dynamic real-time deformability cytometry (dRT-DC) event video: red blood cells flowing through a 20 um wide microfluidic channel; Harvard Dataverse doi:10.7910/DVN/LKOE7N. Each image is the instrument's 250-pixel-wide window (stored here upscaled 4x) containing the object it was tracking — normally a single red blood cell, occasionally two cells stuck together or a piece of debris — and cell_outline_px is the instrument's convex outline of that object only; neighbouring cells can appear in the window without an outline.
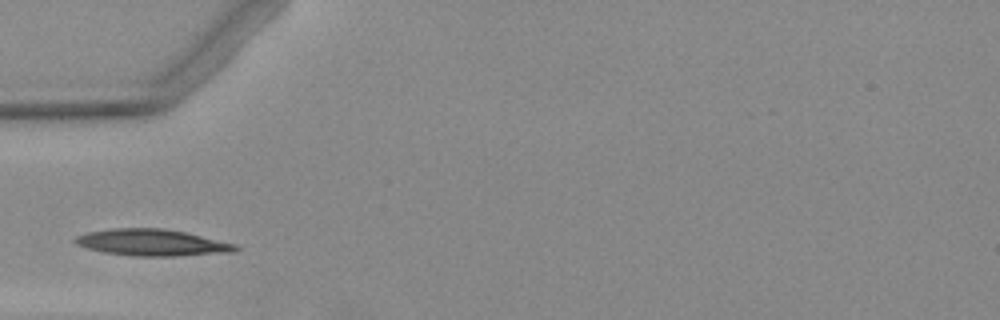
{"species": "Egyptian fruit bat (a non-hibernating species)", "species_latin": "Rousettus aegyptiacus", "temperature_condition": "warm", "stored_images_in_passage": 2, "camera_frame_rate_fps": 3000, "um_per_image_px": 0.085, "animal": {"sex": "female"}, "frame": {"image": 1, "passage_image": 2, "time_ms": 1.333, "image_size_px": [1000, 320], "cell_outline_px": [[240, 248], [232, 252], [176, 256], [136, 256], [104, 252], [88, 248], [76, 244], [72, 240], [76, 236], [88, 232], [112, 228], [164, 228], [184, 232], [236, 244]], "centroid_in_image_um": [12.9, 20.61], "position_along_channel_um": 72.1, "area_um2": 24.68}}